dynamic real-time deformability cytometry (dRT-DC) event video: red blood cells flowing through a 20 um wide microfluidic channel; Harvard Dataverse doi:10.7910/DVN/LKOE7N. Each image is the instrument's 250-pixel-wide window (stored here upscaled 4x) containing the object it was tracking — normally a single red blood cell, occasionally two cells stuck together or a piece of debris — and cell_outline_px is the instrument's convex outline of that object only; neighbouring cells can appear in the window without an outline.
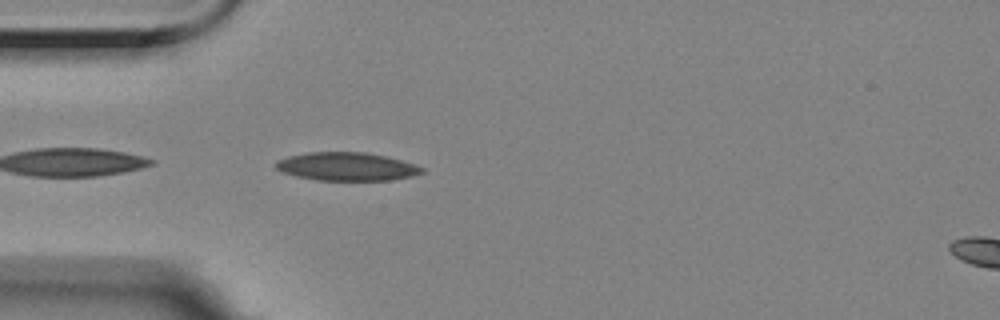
{"species": "Egyptian fruit bat (a non-hibernating species)", "species_latin": "Rousettus aegyptiacus", "temperature_condition": "room temperature", "stored_images_in_passage": 7, "camera_frame_rate_fps": 3000, "um_per_image_px": 0.085, "animal": {"sex": "female"}, "frame": {"image": 1, "passage_image": 2, "time_ms": 0.333, "image_size_px": [1000, 320], "cell_outline_px": [[424, 172], [412, 176], [392, 180], [316, 180], [296, 176], [284, 172], [276, 168], [276, 160], [288, 156], [308, 152], [364, 152], [384, 156], [400, 160], [424, 168]], "centroid_in_image_um": [29.45, 14.16], "position_along_channel_um": 55.5, "area_um2": 23.87}}